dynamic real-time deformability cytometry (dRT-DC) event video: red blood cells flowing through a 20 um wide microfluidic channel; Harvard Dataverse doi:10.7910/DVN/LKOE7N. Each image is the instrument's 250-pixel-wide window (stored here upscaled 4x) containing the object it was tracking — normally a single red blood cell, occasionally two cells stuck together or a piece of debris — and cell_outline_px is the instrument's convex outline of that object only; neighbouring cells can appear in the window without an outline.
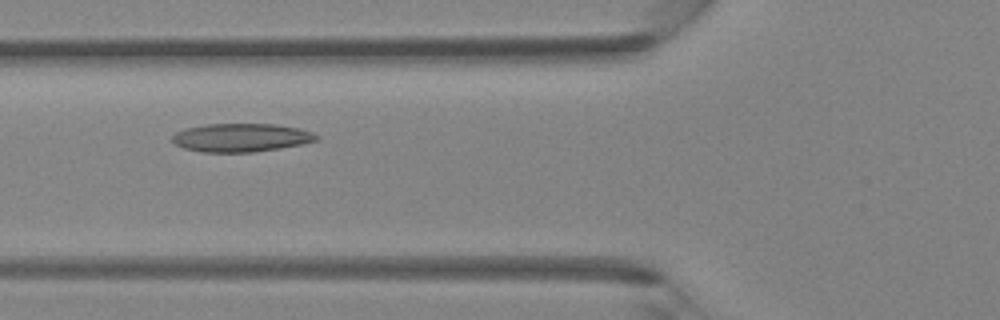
{"species": "Egyptian fruit bat (a non-hibernating species)", "species_latin": "Rousettus aegyptiacus", "temperature_condition": "room temperature", "stored_images_in_passage": 20, "camera_frame_rate_fps": 3000, "um_per_image_px": 0.085, "animal": {"sex": "female"}, "frame": {"image": 1, "passage_image": 3, "time_ms": 0.667, "image_size_px": [1000, 320], "cell_outline_px": [[308, 140], [292, 144], [268, 148], [232, 152], [228, 152], [192, 148], [208, 128], [228, 124], [252, 124], [284, 128], [296, 132]], "centroid_in_image_um": [20.92, 11.72], "position_along_channel_um": 104.9, "area_um2": 16.3}}
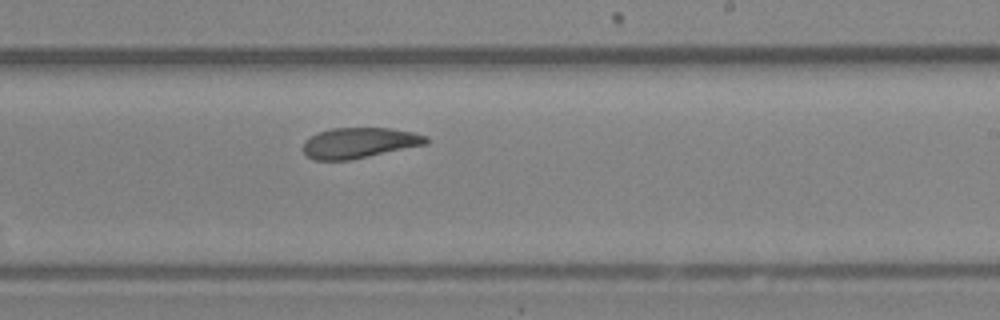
{"frame": {"image": 2, "passage_image": 13, "time_ms": 4.0, "image_size_px": [1000, 320], "cell_outline_px": [[424, 140], [416, 144], [360, 156], [332, 160], [312, 156], [308, 152], [328, 132], [356, 128], [372, 128], [400, 132], [420, 136]], "centroid_in_image_um": [30.66, 12.14], "position_along_channel_um": 258.3, "area_um2": 16.88}}
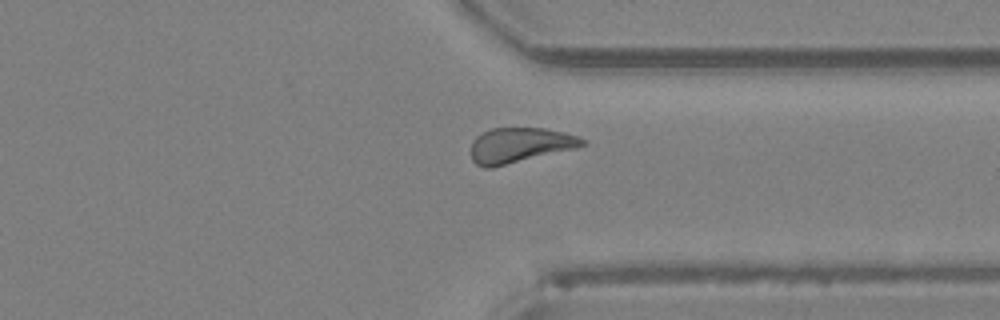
{"frame": {"image": 3, "passage_image": 20, "time_ms": 6.333, "image_size_px": [1000, 320], "cell_outline_px": [[580, 144], [500, 164], [480, 164], [476, 160], [500, 128], [532, 128], [568, 136], [580, 140]], "centroid_in_image_um": [44.41, 12.31], "position_along_channel_um": 367.0, "area_um2": 16.53}}